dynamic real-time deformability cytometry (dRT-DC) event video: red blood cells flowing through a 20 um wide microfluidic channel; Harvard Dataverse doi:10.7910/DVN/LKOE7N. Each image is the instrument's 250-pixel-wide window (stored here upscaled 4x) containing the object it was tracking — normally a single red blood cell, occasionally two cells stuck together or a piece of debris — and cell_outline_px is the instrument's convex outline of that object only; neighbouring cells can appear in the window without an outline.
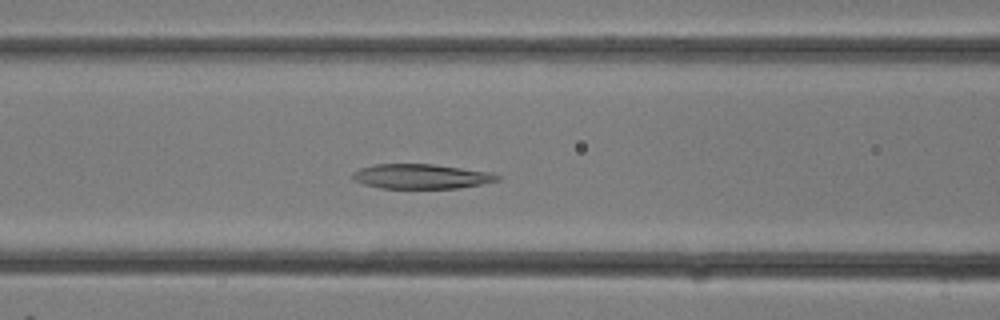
{"species": "common noctule bat (a hibernating species)", "species_latin": "Nyctalus noctula", "temperature_condition": "room temperature", "stored_images_in_passage": 12, "camera_frame_rate_fps": 3000, "um_per_image_px": 0.085, "animal": {"sex": "female"}, "frame": {"image": 1, "passage_image": 10, "time_ms": 3.0, "image_size_px": [1000, 320], "cell_outline_px": [[500, 180], [460, 188], [380, 188], [364, 184], [352, 180], [352, 172], [360, 168], [376, 164], [436, 164], [492, 172], [500, 176]], "centroid_in_image_um": [35.8, 14.99], "position_along_channel_um": 130.8, "area_um2": 20.98}}
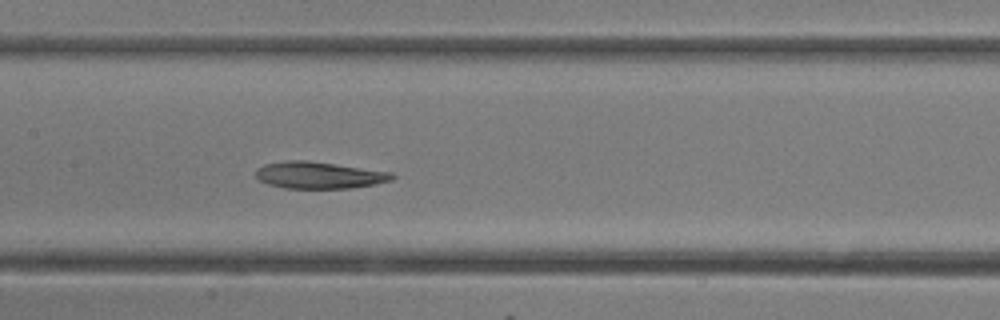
{"frame": {"image": 2, "passage_image": 12, "time_ms": 3.667, "image_size_px": [1000, 320], "cell_outline_px": [[396, 176], [392, 180], [376, 184], [348, 188], [284, 188], [268, 184], [260, 180], [256, 176], [256, 168], [264, 164], [284, 160], [308, 160], [392, 172]], "centroid_in_image_um": [27.11, 14.88], "position_along_channel_um": 180.3, "area_um2": 21.39}}